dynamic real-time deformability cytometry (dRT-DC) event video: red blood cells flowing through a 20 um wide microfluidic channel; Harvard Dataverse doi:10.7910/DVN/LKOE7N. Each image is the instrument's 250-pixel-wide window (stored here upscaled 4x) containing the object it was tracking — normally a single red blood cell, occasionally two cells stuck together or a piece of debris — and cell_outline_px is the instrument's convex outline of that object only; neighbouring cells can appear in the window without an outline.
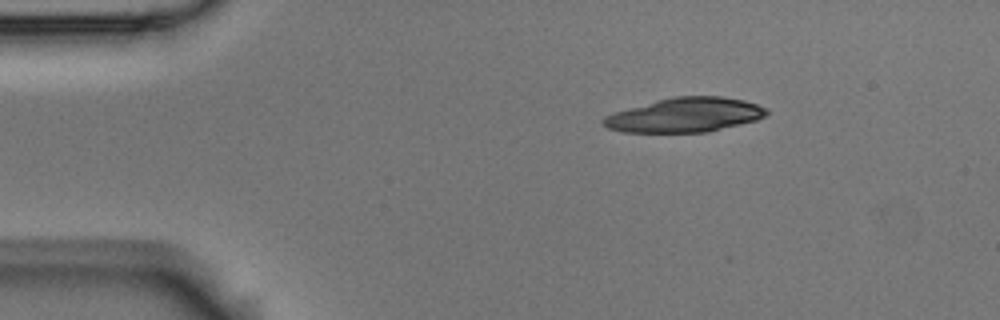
{"species": "Egyptian fruit bat (a non-hibernating species)", "species_latin": "Rousettus aegyptiacus", "temperature_condition": "room temperature", "stored_images_in_passage": 6, "segment_of_instrument_passage": [2, 2], "camera_frame_rate_fps": 3000, "um_per_image_px": 0.085, "animal": {"sex": "male"}, "frame": {"image": 1, "passage_image": 6, "time_ms": 1.667, "image_size_px": [1000, 320], "cell_outline_px": [[768, 112], [764, 116], [756, 120], [708, 132], [624, 132], [608, 128], [600, 120], [604, 116], [612, 112], [656, 100], [672, 96], [720, 96], [744, 100], [768, 108]], "centroid_in_image_um": [58.2, 9.77], "position_along_channel_um": 26.8, "area_um2": 32.77}}